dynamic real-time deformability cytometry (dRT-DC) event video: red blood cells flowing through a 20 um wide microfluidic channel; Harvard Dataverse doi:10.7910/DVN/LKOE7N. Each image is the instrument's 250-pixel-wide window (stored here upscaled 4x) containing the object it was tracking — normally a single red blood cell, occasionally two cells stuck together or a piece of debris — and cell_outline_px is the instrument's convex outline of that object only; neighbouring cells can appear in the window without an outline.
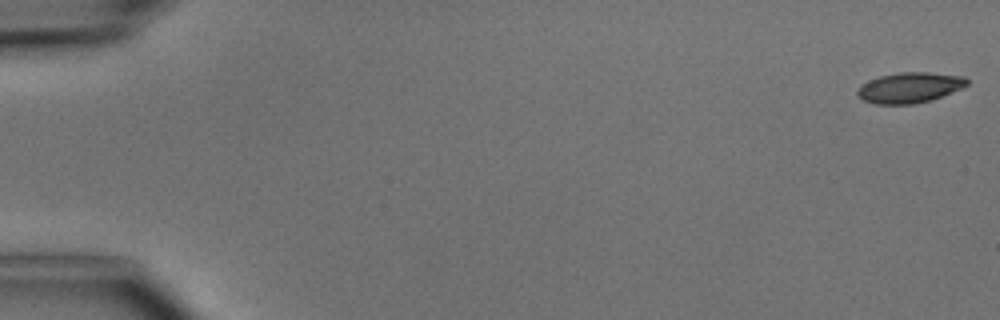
{"species": "common noctule bat (a hibernating species)", "species_latin": "Nyctalus noctula", "temperature_condition": "cold", "stored_images_in_passage": 5, "camera_frame_rate_fps": 3000, "um_per_image_px": 0.085, "animal": {"sex": "male", "body_mass_g": 15.6}, "frame": {"image": 1, "passage_image": 1, "time_ms": 0.0, "image_size_px": [1000, 320], "cell_outline_px": [[968, 84], [960, 88], [940, 96], [928, 100], [912, 104], [876, 104], [864, 100], [856, 96], [856, 88], [860, 84], [868, 80], [880, 76], [900, 72], [928, 72], [964, 76], [968, 80]], "centroid_in_image_um": [77.24, 7.43], "position_along_channel_um": 7.8, "area_um2": 19.36}}
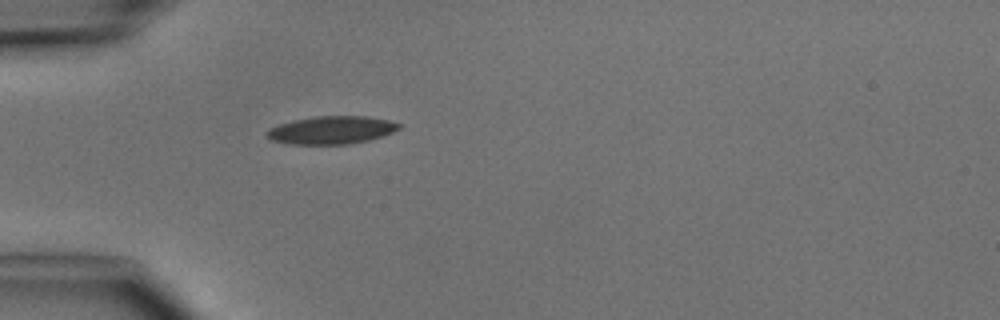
{"frame": {"image": 2, "passage_image": 5, "time_ms": 4.667, "image_size_px": [1000, 320], "cell_outline_px": [[400, 128], [392, 132], [368, 140], [348, 144], [288, 144], [272, 140], [264, 136], [264, 132], [268, 128], [280, 124], [296, 120], [316, 116], [368, 116], [388, 120], [400, 124]], "centroid_in_image_um": [28.12, 11.06], "position_along_channel_um": 56.9, "area_um2": 21.39}}